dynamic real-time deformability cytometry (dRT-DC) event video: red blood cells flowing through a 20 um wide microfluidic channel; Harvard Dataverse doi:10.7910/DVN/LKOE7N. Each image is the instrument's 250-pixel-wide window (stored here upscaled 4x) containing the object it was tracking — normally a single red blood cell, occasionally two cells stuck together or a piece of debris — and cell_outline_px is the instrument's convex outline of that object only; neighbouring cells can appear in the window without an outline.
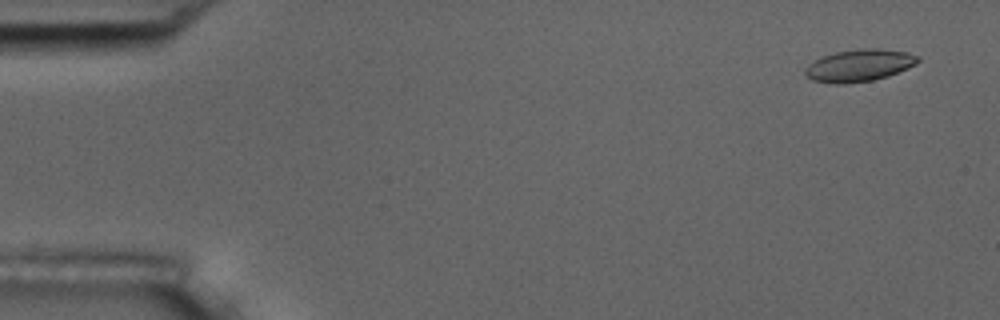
{"species": "common noctule bat (a hibernating species)", "species_latin": "Nyctalus noctula", "temperature_condition": "room temperature", "stored_images_in_passage": 6, "camera_frame_rate_fps": 3000, "um_per_image_px": 0.085, "animal": {"sex": "male", "body_mass_g": 17.5, "forearm_length_mm": 52.3}, "frame": {"image": 1, "passage_image": 1, "time_ms": 0.0, "image_size_px": [1000, 320], "cell_outline_px": [[920, 60], [916, 64], [908, 68], [888, 76], [872, 80], [844, 84], [836, 84], [812, 80], [804, 72], [804, 68], [808, 64], [824, 56], [836, 52], [860, 48], [876, 48], [904, 52], [920, 56]], "centroid_in_image_um": [73.04, 5.56], "position_along_channel_um": 12.0, "area_um2": 20.98}}
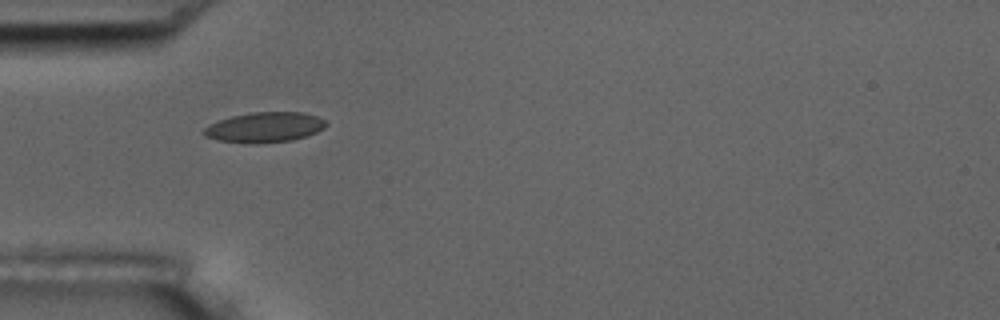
{"frame": {"image": 2, "passage_image": 5, "time_ms": 4.667, "image_size_px": [1000, 320], "cell_outline_px": [[328, 124], [324, 128], [316, 132], [292, 140], [252, 144], [248, 144], [220, 140], [204, 136], [200, 132], [208, 124], [232, 116], [252, 112], [304, 112], [316, 116], [324, 120]], "centroid_in_image_um": [22.46, 10.82], "position_along_channel_um": 62.5, "area_um2": 21.5}}